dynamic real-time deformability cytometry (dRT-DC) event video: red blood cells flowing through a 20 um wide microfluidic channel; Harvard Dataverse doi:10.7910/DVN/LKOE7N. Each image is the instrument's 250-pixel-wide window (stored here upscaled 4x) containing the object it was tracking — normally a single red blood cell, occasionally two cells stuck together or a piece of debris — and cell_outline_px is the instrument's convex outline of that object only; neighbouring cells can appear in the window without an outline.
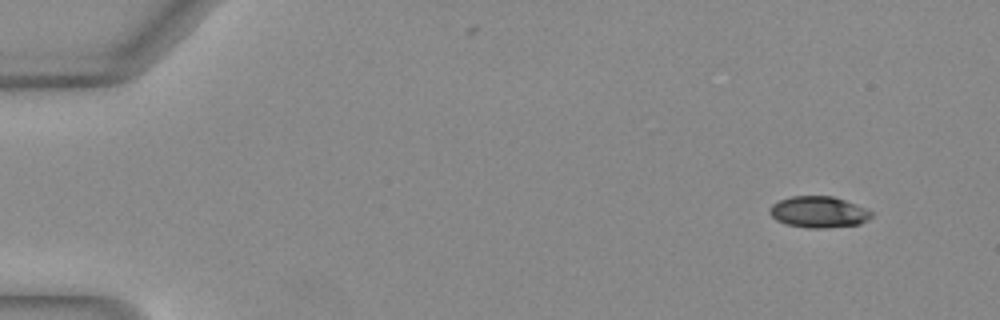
{"species": "Egyptian fruit bat (a non-hibernating species)", "species_latin": "Rousettus aegyptiacus", "temperature_condition": "warm", "stored_images_in_passage": 48, "camera_frame_rate_fps": 3000, "um_per_image_px": 0.085, "animal": {"sex": "female"}, "frame": {"image": 1, "passage_image": 1, "time_ms": 0.0, "image_size_px": [1000, 320], "cell_outline_px": [[876, 212], [868, 220], [860, 224], [824, 228], [808, 228], [784, 224], [776, 220], [768, 212], [768, 208], [772, 204], [780, 200], [792, 196], [832, 196], [868, 208]], "centroid_in_image_um": [69.6, 18.02], "position_along_channel_um": 15.4, "area_um2": 18.84}}
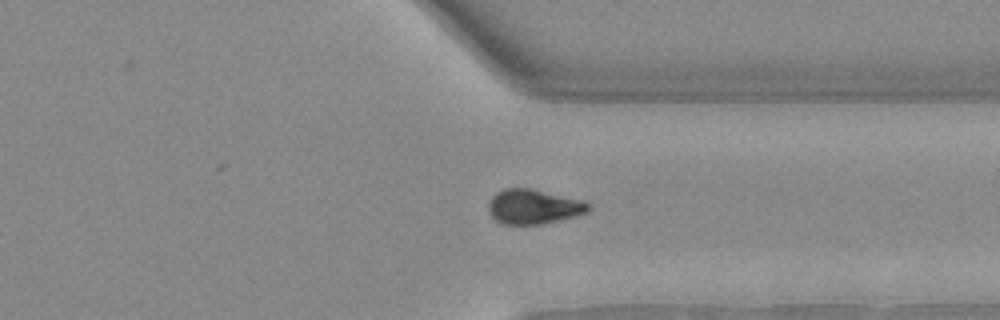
{"frame": {"image": 2, "passage_image": 36, "time_ms": 11.667, "image_size_px": [1000, 320], "cell_outline_px": [[588, 212], [576, 216], [540, 224], [504, 224], [496, 220], [492, 216], [488, 208], [488, 204], [492, 196], [496, 192], [504, 188], [528, 188], [576, 200], [588, 204]], "centroid_in_image_um": [45.26, 17.58], "position_along_channel_um": 366.1, "area_um2": 19.54}}
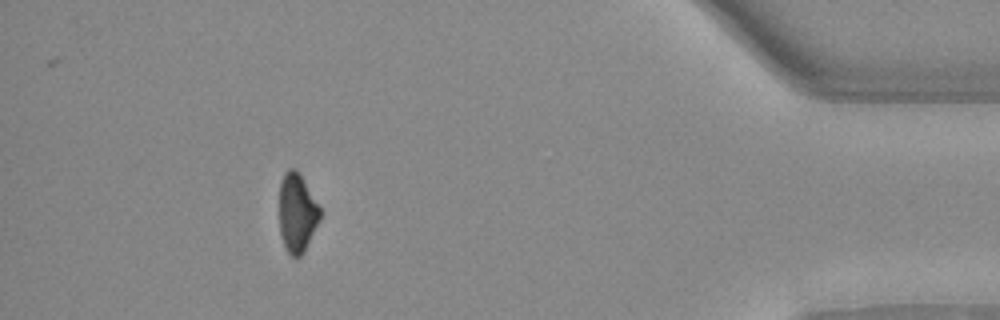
{"frame": {"image": 3, "passage_image": 43, "time_ms": 14.0, "image_size_px": [1000, 320], "cell_outline_px": [[320, 220], [304, 252], [300, 256], [292, 256], [288, 252], [280, 236], [280, 184], [284, 172], [288, 168], [296, 168], [300, 172], [320, 208]], "centroid_in_image_um": [25.25, 18.06], "position_along_channel_um": 409.9, "area_um2": 18.73}}